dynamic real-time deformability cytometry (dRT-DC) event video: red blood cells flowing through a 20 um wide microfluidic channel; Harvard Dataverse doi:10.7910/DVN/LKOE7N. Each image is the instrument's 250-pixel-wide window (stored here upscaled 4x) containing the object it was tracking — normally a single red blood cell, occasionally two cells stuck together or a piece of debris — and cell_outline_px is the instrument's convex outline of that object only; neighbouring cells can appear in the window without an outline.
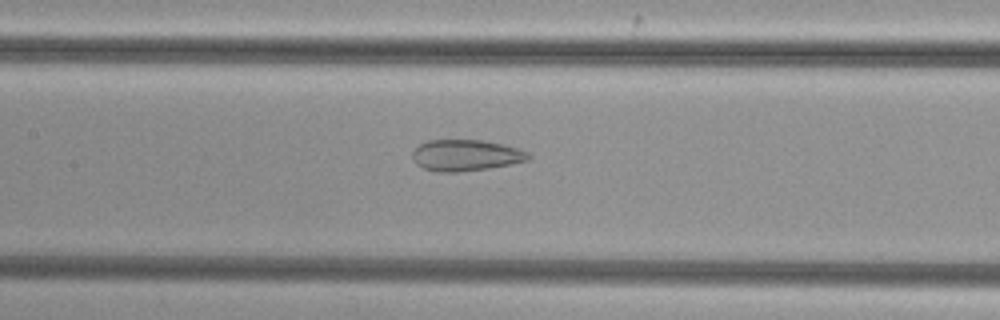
{"species": "common noctule bat (a hibernating species)", "species_latin": "Nyctalus noctula", "temperature_condition": "cold", "stored_images_in_passage": 37, "camera_frame_rate_fps": 3000, "um_per_image_px": 0.085, "animal": {"sex": "female", "body_mass_g": 29.2, "forearm_length_mm": 56.3}, "frame": {"image": 1, "passage_image": 10, "time_ms": 3.0, "image_size_px": [1000, 320], "cell_outline_px": [[532, 156], [528, 160], [488, 168], [456, 172], [436, 172], [424, 168], [416, 164], [412, 156], [412, 152], [420, 144], [428, 140], [484, 140], [504, 144], [520, 148], [528, 152]], "centroid_in_image_um": [39.6, 13.19], "position_along_channel_um": 167.8, "area_um2": 21.15}}
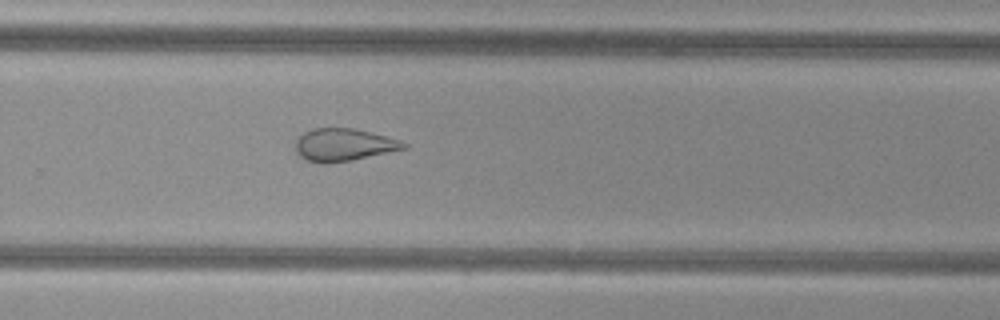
{"frame": {"image": 2, "passage_image": 20, "time_ms": 6.333, "image_size_px": [1000, 320], "cell_outline_px": [[408, 148], [352, 160], [324, 164], [308, 160], [300, 156], [296, 152], [296, 140], [304, 132], [312, 128], [352, 128], [388, 136], [400, 140], [408, 144]], "centroid_in_image_um": [29.24, 12.3], "position_along_channel_um": 300.6, "area_um2": 20.52}}
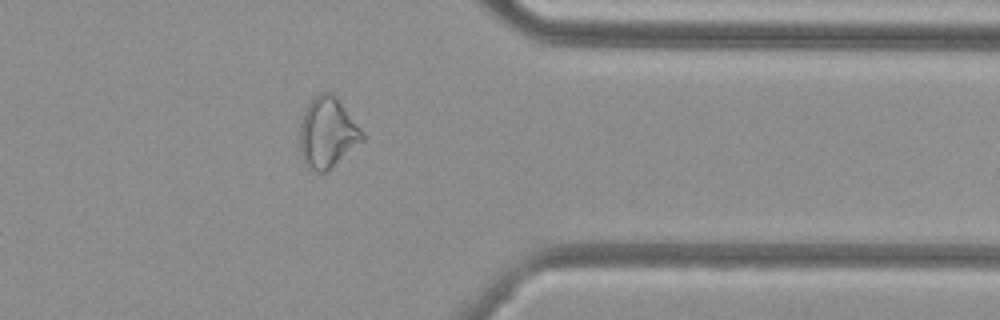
{"frame": {"image": 3, "passage_image": 27, "time_ms": 8.667, "image_size_px": [1000, 320], "cell_outline_px": [[364, 140], [324, 172], [316, 172], [304, 164], [300, 152], [300, 124], [304, 112], [308, 104], [320, 92], [332, 92], [336, 96], [364, 132]], "centroid_in_image_um": [27.83, 11.26], "position_along_channel_um": 383.6, "area_um2": 25.37}}